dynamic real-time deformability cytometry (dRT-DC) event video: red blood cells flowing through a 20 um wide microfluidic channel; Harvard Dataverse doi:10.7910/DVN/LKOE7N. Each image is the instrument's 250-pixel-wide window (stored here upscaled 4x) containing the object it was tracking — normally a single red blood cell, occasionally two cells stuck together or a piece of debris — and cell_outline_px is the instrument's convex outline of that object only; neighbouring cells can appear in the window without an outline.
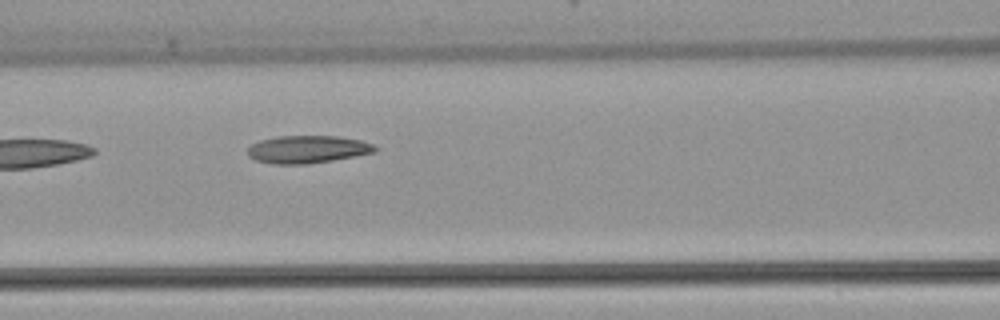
{"species": "common noctule bat (a hibernating species)", "species_latin": "Nyctalus noctula", "temperature_condition": "warm", "stored_images_in_passage": 5, "camera_frame_rate_fps": 3000, "um_per_image_px": 0.085, "animal": {"sex": "female", "body_mass_g": 22.7, "forearm_length_mm": 54.2}, "frame": {"image": 1, "passage_image": 5, "time_ms": 5.667, "image_size_px": [1000, 320], "cell_outline_px": [[380, 148], [376, 152], [332, 160], [308, 164], [272, 164], [256, 160], [248, 156], [248, 148], [252, 144], [260, 140], [280, 136], [336, 136], [360, 140], [372, 144]], "centroid_in_image_um": [26.15, 12.69], "position_along_channel_um": 140.5, "area_um2": 20.46}}